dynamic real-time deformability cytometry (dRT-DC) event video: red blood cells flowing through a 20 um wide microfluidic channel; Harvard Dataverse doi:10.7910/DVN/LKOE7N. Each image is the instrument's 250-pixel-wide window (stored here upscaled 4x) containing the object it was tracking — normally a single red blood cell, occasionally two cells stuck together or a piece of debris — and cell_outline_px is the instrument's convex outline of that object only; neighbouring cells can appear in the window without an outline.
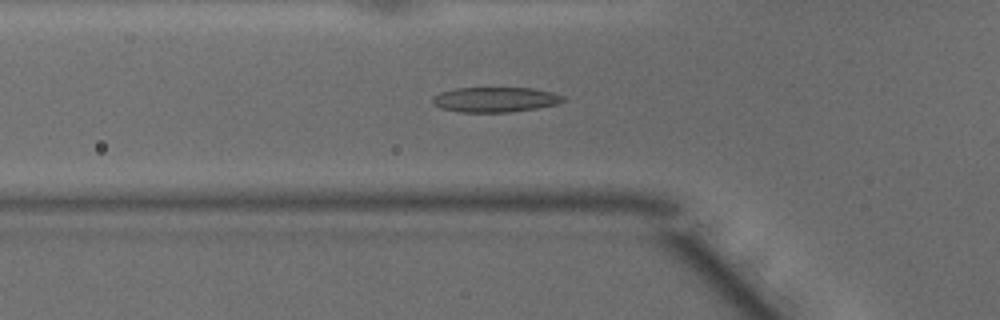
{"species": "common noctule bat (a hibernating species)", "species_latin": "Nyctalus noctula", "temperature_condition": "warm", "stored_images_in_passage": 47, "camera_frame_rate_fps": 3000, "um_per_image_px": 0.085, "animal": {"sex": "male", "body_mass_g": 15.6}, "frame": {"image": 1, "passage_image": 14, "time_ms": 4.333, "image_size_px": [1000, 320], "cell_outline_px": [[564, 100], [556, 104], [536, 108], [508, 112], [460, 112], [444, 108], [432, 104], [432, 100], [440, 92], [456, 88], [532, 88], [552, 92], [564, 96]], "centroid_in_image_um": [42.1, 8.46], "position_along_channel_um": 83.7, "area_um2": 18.79}}
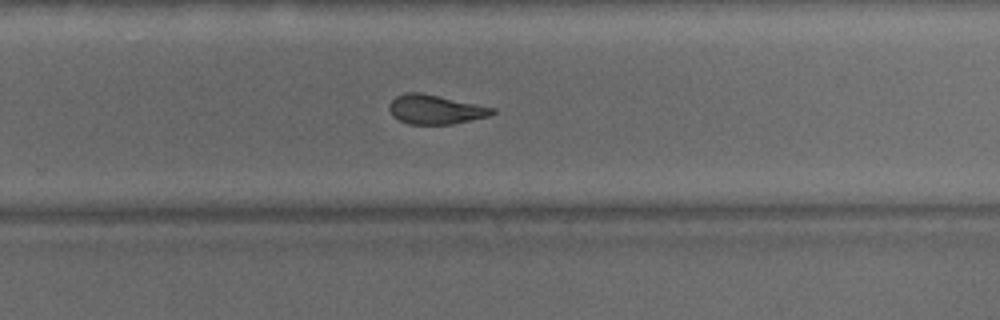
{"frame": {"image": 2, "passage_image": 29, "time_ms": 9.333, "image_size_px": [1000, 320], "cell_outline_px": [[496, 112], [488, 116], [452, 124], [408, 124], [392, 116], [388, 108], [388, 104], [396, 96], [404, 92], [420, 92], [496, 108]], "centroid_in_image_um": [36.97, 9.3], "position_along_channel_um": 292.8, "area_um2": 17.57}}
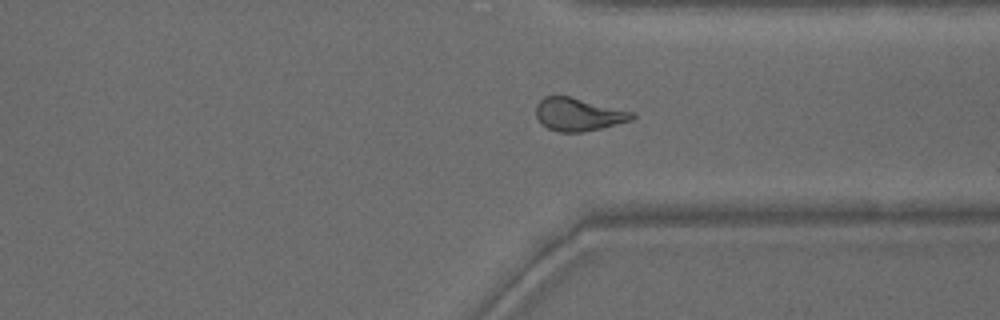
{"frame": {"image": 3, "passage_image": 34, "time_ms": 11.0, "image_size_px": [1000, 320], "cell_outline_px": [[636, 116], [632, 120], [600, 128], [580, 132], [560, 132], [548, 128], [540, 124], [536, 116], [536, 104], [544, 96], [568, 96], [636, 112]], "centroid_in_image_um": [49.16, 9.72], "position_along_channel_um": 362.2, "area_um2": 18.44}, "authors_computed_cell_mechanics": {"area_um2": 18.785, "velocity_mm_per_s": 4.1653, "shape_relaxation_time_tau1_ms": 6.2892, "shape_relaxation_time_tau2_ms": 2.3505, "deformation_change_tau1": 0.1961, "deformation_change_tau2": 0.0938}}